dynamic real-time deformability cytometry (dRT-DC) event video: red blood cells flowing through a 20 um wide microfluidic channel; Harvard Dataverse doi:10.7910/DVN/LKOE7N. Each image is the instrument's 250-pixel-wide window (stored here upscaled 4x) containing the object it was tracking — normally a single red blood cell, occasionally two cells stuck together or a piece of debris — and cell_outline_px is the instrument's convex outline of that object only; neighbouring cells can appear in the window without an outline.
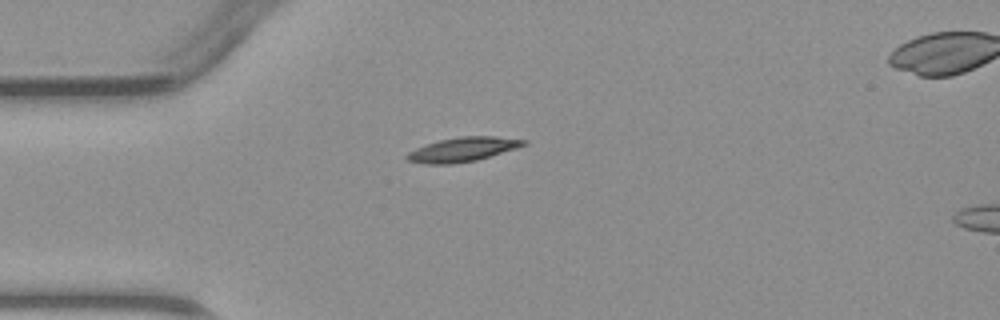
{"species": "common noctule bat (a hibernating species)", "species_latin": "Nyctalus noctula", "temperature_condition": "warm", "stored_images_in_passage": 2, "camera_frame_rate_fps": 3000, "um_per_image_px": 0.085, "animal": {"sex": "male", "body_mass_g": 23.1, "forearm_length_mm": 52.7}, "frame": {"image": 1, "passage_image": 1, "time_ms": 0.0, "image_size_px": [1000, 320], "cell_outline_px": [[528, 144], [516, 148], [476, 160], [452, 164], [424, 164], [408, 160], [404, 156], [408, 152], [416, 148], [440, 140], [460, 136], [492, 136], [528, 140]], "centroid_in_image_um": [39.33, 12.7], "position_along_channel_um": 45.7, "area_um2": 16.36}}